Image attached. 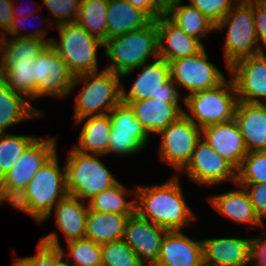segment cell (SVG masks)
<instances>
[{"label": "cell", "mask_w": 266, "mask_h": 266, "mask_svg": "<svg viewBox=\"0 0 266 266\" xmlns=\"http://www.w3.org/2000/svg\"><path fill=\"white\" fill-rule=\"evenodd\" d=\"M58 42L52 38L50 46L59 54L74 75L98 71L97 49L104 48V42L91 35L77 23L57 25Z\"/></svg>", "instance_id": "cell-7"}, {"label": "cell", "mask_w": 266, "mask_h": 266, "mask_svg": "<svg viewBox=\"0 0 266 266\" xmlns=\"http://www.w3.org/2000/svg\"><path fill=\"white\" fill-rule=\"evenodd\" d=\"M201 136L215 152L236 170L240 168L243 158L248 154V150L234 119L204 127L201 129Z\"/></svg>", "instance_id": "cell-18"}, {"label": "cell", "mask_w": 266, "mask_h": 266, "mask_svg": "<svg viewBox=\"0 0 266 266\" xmlns=\"http://www.w3.org/2000/svg\"><path fill=\"white\" fill-rule=\"evenodd\" d=\"M130 216L102 213L89 209L86 218L85 238L98 244L121 240L124 237L125 227Z\"/></svg>", "instance_id": "cell-29"}, {"label": "cell", "mask_w": 266, "mask_h": 266, "mask_svg": "<svg viewBox=\"0 0 266 266\" xmlns=\"http://www.w3.org/2000/svg\"><path fill=\"white\" fill-rule=\"evenodd\" d=\"M133 7L146 13L152 20H156V6L154 0H126Z\"/></svg>", "instance_id": "cell-49"}, {"label": "cell", "mask_w": 266, "mask_h": 266, "mask_svg": "<svg viewBox=\"0 0 266 266\" xmlns=\"http://www.w3.org/2000/svg\"><path fill=\"white\" fill-rule=\"evenodd\" d=\"M152 19L126 0H108L107 39L148 25Z\"/></svg>", "instance_id": "cell-25"}, {"label": "cell", "mask_w": 266, "mask_h": 266, "mask_svg": "<svg viewBox=\"0 0 266 266\" xmlns=\"http://www.w3.org/2000/svg\"><path fill=\"white\" fill-rule=\"evenodd\" d=\"M198 185H215L222 181L237 182V170L209 146L201 137L192 157L182 170Z\"/></svg>", "instance_id": "cell-14"}, {"label": "cell", "mask_w": 266, "mask_h": 266, "mask_svg": "<svg viewBox=\"0 0 266 266\" xmlns=\"http://www.w3.org/2000/svg\"><path fill=\"white\" fill-rule=\"evenodd\" d=\"M156 26L158 30L159 56L168 63L174 59L198 54L205 48L202 42L187 35L167 16L158 17Z\"/></svg>", "instance_id": "cell-20"}, {"label": "cell", "mask_w": 266, "mask_h": 266, "mask_svg": "<svg viewBox=\"0 0 266 266\" xmlns=\"http://www.w3.org/2000/svg\"><path fill=\"white\" fill-rule=\"evenodd\" d=\"M104 48L105 55L112 61L105 69L121 77L128 76L151 57H160L156 20L140 29L107 39Z\"/></svg>", "instance_id": "cell-3"}, {"label": "cell", "mask_w": 266, "mask_h": 266, "mask_svg": "<svg viewBox=\"0 0 266 266\" xmlns=\"http://www.w3.org/2000/svg\"><path fill=\"white\" fill-rule=\"evenodd\" d=\"M190 3L217 25L237 3V0H190Z\"/></svg>", "instance_id": "cell-40"}, {"label": "cell", "mask_w": 266, "mask_h": 266, "mask_svg": "<svg viewBox=\"0 0 266 266\" xmlns=\"http://www.w3.org/2000/svg\"><path fill=\"white\" fill-rule=\"evenodd\" d=\"M183 0H154L156 6V19L168 15Z\"/></svg>", "instance_id": "cell-50"}, {"label": "cell", "mask_w": 266, "mask_h": 266, "mask_svg": "<svg viewBox=\"0 0 266 266\" xmlns=\"http://www.w3.org/2000/svg\"><path fill=\"white\" fill-rule=\"evenodd\" d=\"M266 182V150L251 151L243 158L237 170L236 184Z\"/></svg>", "instance_id": "cell-35"}, {"label": "cell", "mask_w": 266, "mask_h": 266, "mask_svg": "<svg viewBox=\"0 0 266 266\" xmlns=\"http://www.w3.org/2000/svg\"><path fill=\"white\" fill-rule=\"evenodd\" d=\"M39 241L49 247H54V266H71L70 263L72 261H70L69 257H67L65 262L62 260L65 253L60 246L59 238L56 233L52 232L46 237H42Z\"/></svg>", "instance_id": "cell-45"}, {"label": "cell", "mask_w": 266, "mask_h": 266, "mask_svg": "<svg viewBox=\"0 0 266 266\" xmlns=\"http://www.w3.org/2000/svg\"><path fill=\"white\" fill-rule=\"evenodd\" d=\"M67 196L65 165L59 166L56 152L11 205L41 223L51 217L54 206Z\"/></svg>", "instance_id": "cell-2"}, {"label": "cell", "mask_w": 266, "mask_h": 266, "mask_svg": "<svg viewBox=\"0 0 266 266\" xmlns=\"http://www.w3.org/2000/svg\"><path fill=\"white\" fill-rule=\"evenodd\" d=\"M37 136L0 133V180L19 161Z\"/></svg>", "instance_id": "cell-33"}, {"label": "cell", "mask_w": 266, "mask_h": 266, "mask_svg": "<svg viewBox=\"0 0 266 266\" xmlns=\"http://www.w3.org/2000/svg\"><path fill=\"white\" fill-rule=\"evenodd\" d=\"M256 1H263V0H237V2H246V3L256 2Z\"/></svg>", "instance_id": "cell-54"}, {"label": "cell", "mask_w": 266, "mask_h": 266, "mask_svg": "<svg viewBox=\"0 0 266 266\" xmlns=\"http://www.w3.org/2000/svg\"><path fill=\"white\" fill-rule=\"evenodd\" d=\"M227 25L224 57L228 70L239 59L264 52L257 42L252 2H237L216 25V30L223 32Z\"/></svg>", "instance_id": "cell-8"}, {"label": "cell", "mask_w": 266, "mask_h": 266, "mask_svg": "<svg viewBox=\"0 0 266 266\" xmlns=\"http://www.w3.org/2000/svg\"><path fill=\"white\" fill-rule=\"evenodd\" d=\"M22 20L23 19H21V17L13 19L12 25L10 26L9 30L5 33V38L7 37V34H10L14 38H17V37H35V38H38L44 42H47L49 45L51 44L52 38L45 39L47 36L46 35L47 31L45 32V30H42V29L41 30L39 29L37 31H32V32L26 33L24 35H19L18 34L19 29H20V31L21 30L23 31V29H24V28L22 29V27H21V25H22L21 21Z\"/></svg>", "instance_id": "cell-47"}, {"label": "cell", "mask_w": 266, "mask_h": 266, "mask_svg": "<svg viewBox=\"0 0 266 266\" xmlns=\"http://www.w3.org/2000/svg\"><path fill=\"white\" fill-rule=\"evenodd\" d=\"M4 40H5V34L2 31H0V59L2 55V47Z\"/></svg>", "instance_id": "cell-52"}, {"label": "cell", "mask_w": 266, "mask_h": 266, "mask_svg": "<svg viewBox=\"0 0 266 266\" xmlns=\"http://www.w3.org/2000/svg\"><path fill=\"white\" fill-rule=\"evenodd\" d=\"M153 266H204L201 240L190 239L181 230L167 231Z\"/></svg>", "instance_id": "cell-19"}, {"label": "cell", "mask_w": 266, "mask_h": 266, "mask_svg": "<svg viewBox=\"0 0 266 266\" xmlns=\"http://www.w3.org/2000/svg\"><path fill=\"white\" fill-rule=\"evenodd\" d=\"M140 266H152V265L145 264V263L143 264V263H142Z\"/></svg>", "instance_id": "cell-55"}, {"label": "cell", "mask_w": 266, "mask_h": 266, "mask_svg": "<svg viewBox=\"0 0 266 266\" xmlns=\"http://www.w3.org/2000/svg\"><path fill=\"white\" fill-rule=\"evenodd\" d=\"M178 176L162 185L138 186L135 197V212L168 231L183 230L195 218L181 190Z\"/></svg>", "instance_id": "cell-1"}, {"label": "cell", "mask_w": 266, "mask_h": 266, "mask_svg": "<svg viewBox=\"0 0 266 266\" xmlns=\"http://www.w3.org/2000/svg\"><path fill=\"white\" fill-rule=\"evenodd\" d=\"M250 238L201 240L204 266H251Z\"/></svg>", "instance_id": "cell-17"}, {"label": "cell", "mask_w": 266, "mask_h": 266, "mask_svg": "<svg viewBox=\"0 0 266 266\" xmlns=\"http://www.w3.org/2000/svg\"><path fill=\"white\" fill-rule=\"evenodd\" d=\"M229 71L232 74L231 79L238 101L266 104V54L264 52L239 59L229 67Z\"/></svg>", "instance_id": "cell-15"}, {"label": "cell", "mask_w": 266, "mask_h": 266, "mask_svg": "<svg viewBox=\"0 0 266 266\" xmlns=\"http://www.w3.org/2000/svg\"><path fill=\"white\" fill-rule=\"evenodd\" d=\"M128 105L148 135L152 132L159 134L184 114L179 103H168L165 99H142Z\"/></svg>", "instance_id": "cell-22"}, {"label": "cell", "mask_w": 266, "mask_h": 266, "mask_svg": "<svg viewBox=\"0 0 266 266\" xmlns=\"http://www.w3.org/2000/svg\"><path fill=\"white\" fill-rule=\"evenodd\" d=\"M56 139L38 137L19 161L0 180V203L12 204L27 188L33 176L56 153Z\"/></svg>", "instance_id": "cell-9"}, {"label": "cell", "mask_w": 266, "mask_h": 266, "mask_svg": "<svg viewBox=\"0 0 266 266\" xmlns=\"http://www.w3.org/2000/svg\"><path fill=\"white\" fill-rule=\"evenodd\" d=\"M109 117L112 125L110 133L132 134L143 145L147 143L149 135L137 120L129 105L122 102L119 103L109 113Z\"/></svg>", "instance_id": "cell-34"}, {"label": "cell", "mask_w": 266, "mask_h": 266, "mask_svg": "<svg viewBox=\"0 0 266 266\" xmlns=\"http://www.w3.org/2000/svg\"><path fill=\"white\" fill-rule=\"evenodd\" d=\"M130 193L118 182L113 187L100 192L89 200L87 203L88 208L102 213L133 215L135 213L136 201H126L125 199L126 195Z\"/></svg>", "instance_id": "cell-32"}, {"label": "cell", "mask_w": 266, "mask_h": 266, "mask_svg": "<svg viewBox=\"0 0 266 266\" xmlns=\"http://www.w3.org/2000/svg\"><path fill=\"white\" fill-rule=\"evenodd\" d=\"M54 207L55 224L63 232L66 242L85 238L88 204L68 195Z\"/></svg>", "instance_id": "cell-26"}, {"label": "cell", "mask_w": 266, "mask_h": 266, "mask_svg": "<svg viewBox=\"0 0 266 266\" xmlns=\"http://www.w3.org/2000/svg\"><path fill=\"white\" fill-rule=\"evenodd\" d=\"M35 37L5 38L0 59V71H15V67L32 65V62L48 46Z\"/></svg>", "instance_id": "cell-24"}, {"label": "cell", "mask_w": 266, "mask_h": 266, "mask_svg": "<svg viewBox=\"0 0 266 266\" xmlns=\"http://www.w3.org/2000/svg\"><path fill=\"white\" fill-rule=\"evenodd\" d=\"M101 266H140L142 262L137 254L121 240L101 244Z\"/></svg>", "instance_id": "cell-37"}, {"label": "cell", "mask_w": 266, "mask_h": 266, "mask_svg": "<svg viewBox=\"0 0 266 266\" xmlns=\"http://www.w3.org/2000/svg\"><path fill=\"white\" fill-rule=\"evenodd\" d=\"M143 67V68H142ZM127 93L121 85V101L129 104L142 99H165L168 103H179L181 95L177 85L171 80L169 63L163 58H156L151 64L144 63Z\"/></svg>", "instance_id": "cell-10"}, {"label": "cell", "mask_w": 266, "mask_h": 266, "mask_svg": "<svg viewBox=\"0 0 266 266\" xmlns=\"http://www.w3.org/2000/svg\"><path fill=\"white\" fill-rule=\"evenodd\" d=\"M37 254L27 256L32 266H54V247H49L39 241Z\"/></svg>", "instance_id": "cell-44"}, {"label": "cell", "mask_w": 266, "mask_h": 266, "mask_svg": "<svg viewBox=\"0 0 266 266\" xmlns=\"http://www.w3.org/2000/svg\"><path fill=\"white\" fill-rule=\"evenodd\" d=\"M14 3L12 0H0V30L5 34L12 25Z\"/></svg>", "instance_id": "cell-48"}, {"label": "cell", "mask_w": 266, "mask_h": 266, "mask_svg": "<svg viewBox=\"0 0 266 266\" xmlns=\"http://www.w3.org/2000/svg\"><path fill=\"white\" fill-rule=\"evenodd\" d=\"M182 3L183 1L166 16L183 32L201 42V38L216 31V25L191 3Z\"/></svg>", "instance_id": "cell-30"}, {"label": "cell", "mask_w": 266, "mask_h": 266, "mask_svg": "<svg viewBox=\"0 0 266 266\" xmlns=\"http://www.w3.org/2000/svg\"><path fill=\"white\" fill-rule=\"evenodd\" d=\"M169 66L171 80L189 94L217 87L226 80L215 64L209 62L205 48L198 54L171 60Z\"/></svg>", "instance_id": "cell-12"}, {"label": "cell", "mask_w": 266, "mask_h": 266, "mask_svg": "<svg viewBox=\"0 0 266 266\" xmlns=\"http://www.w3.org/2000/svg\"><path fill=\"white\" fill-rule=\"evenodd\" d=\"M236 185L242 186L244 189H246L254 211L259 218L262 220V217H266V182Z\"/></svg>", "instance_id": "cell-42"}, {"label": "cell", "mask_w": 266, "mask_h": 266, "mask_svg": "<svg viewBox=\"0 0 266 266\" xmlns=\"http://www.w3.org/2000/svg\"><path fill=\"white\" fill-rule=\"evenodd\" d=\"M99 156L102 155L85 154L74 148L70 150L65 164L66 188L69 196L81 201L91 200L119 182L98 158Z\"/></svg>", "instance_id": "cell-5"}, {"label": "cell", "mask_w": 266, "mask_h": 266, "mask_svg": "<svg viewBox=\"0 0 266 266\" xmlns=\"http://www.w3.org/2000/svg\"><path fill=\"white\" fill-rule=\"evenodd\" d=\"M16 7H15V5H14V7H13V16H14V18H20V16H19V14L20 13H18V11L19 10H17V9H15ZM17 11V12H16ZM33 11V10H32ZM30 13V12H29ZM22 18L21 19H23V15L21 16Z\"/></svg>", "instance_id": "cell-53"}, {"label": "cell", "mask_w": 266, "mask_h": 266, "mask_svg": "<svg viewBox=\"0 0 266 266\" xmlns=\"http://www.w3.org/2000/svg\"><path fill=\"white\" fill-rule=\"evenodd\" d=\"M143 147L144 145L132 134L110 133L107 154L131 155Z\"/></svg>", "instance_id": "cell-41"}, {"label": "cell", "mask_w": 266, "mask_h": 266, "mask_svg": "<svg viewBox=\"0 0 266 266\" xmlns=\"http://www.w3.org/2000/svg\"><path fill=\"white\" fill-rule=\"evenodd\" d=\"M108 0H80L76 23L91 35L107 40Z\"/></svg>", "instance_id": "cell-31"}, {"label": "cell", "mask_w": 266, "mask_h": 266, "mask_svg": "<svg viewBox=\"0 0 266 266\" xmlns=\"http://www.w3.org/2000/svg\"><path fill=\"white\" fill-rule=\"evenodd\" d=\"M34 65L35 60L30 66L15 67V71H0V76L13 92L34 99Z\"/></svg>", "instance_id": "cell-38"}, {"label": "cell", "mask_w": 266, "mask_h": 266, "mask_svg": "<svg viewBox=\"0 0 266 266\" xmlns=\"http://www.w3.org/2000/svg\"><path fill=\"white\" fill-rule=\"evenodd\" d=\"M120 75L107 69L74 76L72 90L83 82L84 87L76 97L74 120L109 114L121 103Z\"/></svg>", "instance_id": "cell-4"}, {"label": "cell", "mask_w": 266, "mask_h": 266, "mask_svg": "<svg viewBox=\"0 0 266 266\" xmlns=\"http://www.w3.org/2000/svg\"><path fill=\"white\" fill-rule=\"evenodd\" d=\"M252 10L258 45L262 42L266 47V3L263 1L252 2Z\"/></svg>", "instance_id": "cell-43"}, {"label": "cell", "mask_w": 266, "mask_h": 266, "mask_svg": "<svg viewBox=\"0 0 266 266\" xmlns=\"http://www.w3.org/2000/svg\"><path fill=\"white\" fill-rule=\"evenodd\" d=\"M74 75L59 54L48 45L35 59L34 98H63L71 93Z\"/></svg>", "instance_id": "cell-13"}, {"label": "cell", "mask_w": 266, "mask_h": 266, "mask_svg": "<svg viewBox=\"0 0 266 266\" xmlns=\"http://www.w3.org/2000/svg\"><path fill=\"white\" fill-rule=\"evenodd\" d=\"M84 123L78 145L73 147L75 150L85 154H107L109 147V136L111 132V122L109 114L86 116L75 121V124Z\"/></svg>", "instance_id": "cell-27"}, {"label": "cell", "mask_w": 266, "mask_h": 266, "mask_svg": "<svg viewBox=\"0 0 266 266\" xmlns=\"http://www.w3.org/2000/svg\"><path fill=\"white\" fill-rule=\"evenodd\" d=\"M24 98L23 95L13 92L0 76V133H5L6 129L23 120L44 115Z\"/></svg>", "instance_id": "cell-28"}, {"label": "cell", "mask_w": 266, "mask_h": 266, "mask_svg": "<svg viewBox=\"0 0 266 266\" xmlns=\"http://www.w3.org/2000/svg\"><path fill=\"white\" fill-rule=\"evenodd\" d=\"M159 146V157L179 172L190 161L197 142L201 139V129L185 114L163 129Z\"/></svg>", "instance_id": "cell-11"}, {"label": "cell", "mask_w": 266, "mask_h": 266, "mask_svg": "<svg viewBox=\"0 0 266 266\" xmlns=\"http://www.w3.org/2000/svg\"><path fill=\"white\" fill-rule=\"evenodd\" d=\"M262 235H266V232H263ZM251 261L254 262L251 263V266H266V238L252 237Z\"/></svg>", "instance_id": "cell-46"}, {"label": "cell", "mask_w": 266, "mask_h": 266, "mask_svg": "<svg viewBox=\"0 0 266 266\" xmlns=\"http://www.w3.org/2000/svg\"><path fill=\"white\" fill-rule=\"evenodd\" d=\"M54 16L57 25L63 23H76L80 0H43Z\"/></svg>", "instance_id": "cell-39"}, {"label": "cell", "mask_w": 266, "mask_h": 266, "mask_svg": "<svg viewBox=\"0 0 266 266\" xmlns=\"http://www.w3.org/2000/svg\"><path fill=\"white\" fill-rule=\"evenodd\" d=\"M228 81L226 79L217 87L183 96L192 116L185 110L184 114L200 129L234 119L238 98L233 80Z\"/></svg>", "instance_id": "cell-6"}, {"label": "cell", "mask_w": 266, "mask_h": 266, "mask_svg": "<svg viewBox=\"0 0 266 266\" xmlns=\"http://www.w3.org/2000/svg\"><path fill=\"white\" fill-rule=\"evenodd\" d=\"M216 196H209L211 205L233 222L248 223L264 227L263 220L255 213L249 195L244 187Z\"/></svg>", "instance_id": "cell-23"}, {"label": "cell", "mask_w": 266, "mask_h": 266, "mask_svg": "<svg viewBox=\"0 0 266 266\" xmlns=\"http://www.w3.org/2000/svg\"><path fill=\"white\" fill-rule=\"evenodd\" d=\"M234 120L248 152L266 150V104L238 101Z\"/></svg>", "instance_id": "cell-21"}, {"label": "cell", "mask_w": 266, "mask_h": 266, "mask_svg": "<svg viewBox=\"0 0 266 266\" xmlns=\"http://www.w3.org/2000/svg\"><path fill=\"white\" fill-rule=\"evenodd\" d=\"M66 244L69 249L67 256L73 258L72 266H101V244L87 238L71 240Z\"/></svg>", "instance_id": "cell-36"}, {"label": "cell", "mask_w": 266, "mask_h": 266, "mask_svg": "<svg viewBox=\"0 0 266 266\" xmlns=\"http://www.w3.org/2000/svg\"><path fill=\"white\" fill-rule=\"evenodd\" d=\"M12 266H32V264L27 257H23V258H15Z\"/></svg>", "instance_id": "cell-51"}, {"label": "cell", "mask_w": 266, "mask_h": 266, "mask_svg": "<svg viewBox=\"0 0 266 266\" xmlns=\"http://www.w3.org/2000/svg\"><path fill=\"white\" fill-rule=\"evenodd\" d=\"M167 231L135 212L127 221L123 240L143 264L145 262L153 266L159 258L162 240Z\"/></svg>", "instance_id": "cell-16"}]
</instances>
